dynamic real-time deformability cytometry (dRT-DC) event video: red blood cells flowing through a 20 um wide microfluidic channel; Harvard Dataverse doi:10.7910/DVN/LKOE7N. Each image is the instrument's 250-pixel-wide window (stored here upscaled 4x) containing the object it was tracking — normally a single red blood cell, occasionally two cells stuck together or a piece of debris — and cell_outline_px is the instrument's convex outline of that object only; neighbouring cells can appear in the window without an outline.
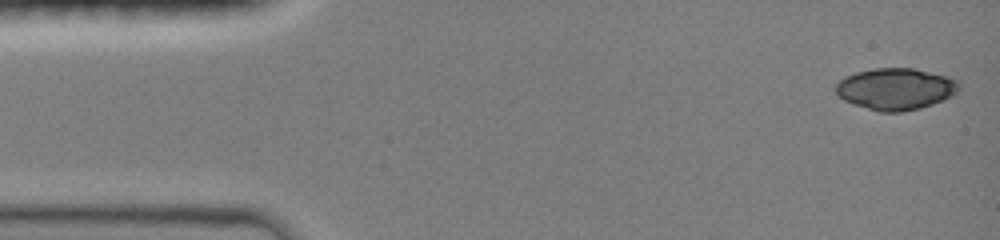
{"species": "common noctule bat (a hibernating species)", "species_latin": "Nyctalus noctula", "temperature_condition": "room temperature", "stored_images_in_passage": 16, "camera_frame_rate_fps": 3000, "um_per_image_px": 0.085, "animal": {"sex": "female", "body_mass_g": 19.0, "forearm_length_mm": 51.5}, "frame": {"image": 1, "passage_image": 1, "time_ms": 0.0, "image_size_px": [1000, 240], "cell_outline_px": [[960, 88], [956, 92], [932, 104], [920, 108], [900, 112], [880, 112], [844, 100], [836, 92], [836, 84], [844, 76], [856, 72], [872, 68], [912, 68], [960, 80]], "centroid_in_image_um": [76.11, 7.55], "position_along_channel_um": 8.9, "area_um2": 29.54}}
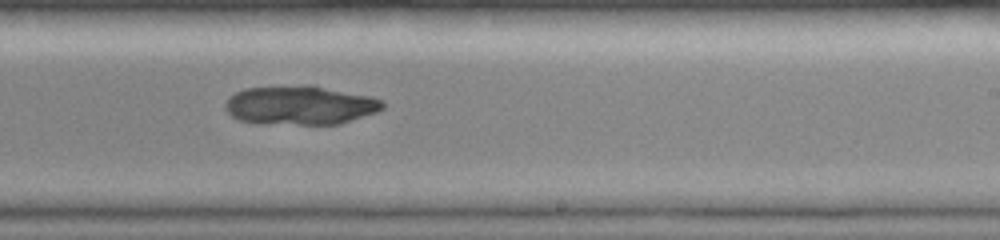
{"frame": {"image": 2, "passage_image": 16, "time_ms": 5.0, "image_size_px": [1000, 240], "cell_outline_px": [[384, 108], [376, 112], [340, 124], [300, 124], [240, 120], [232, 116], [224, 108], [224, 104], [236, 92], [244, 88], [320, 88], [372, 96], [384, 100]], "centroid_in_image_um": [25.57, 8.98], "position_along_channel_um": 263.4, "area_um2": 33.99}}